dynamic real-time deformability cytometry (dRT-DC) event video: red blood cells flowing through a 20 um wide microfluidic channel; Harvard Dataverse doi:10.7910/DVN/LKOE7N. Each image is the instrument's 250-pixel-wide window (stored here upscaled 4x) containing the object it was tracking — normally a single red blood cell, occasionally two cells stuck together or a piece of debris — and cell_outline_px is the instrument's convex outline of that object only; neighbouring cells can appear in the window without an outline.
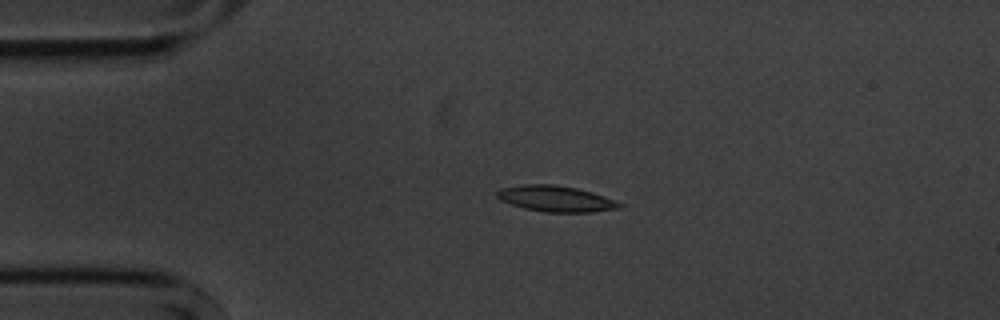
{"species": "common noctule bat (a hibernating species)", "species_latin": "Nyctalus noctula", "temperature_condition": "cold", "stored_images_in_passage": 5, "camera_frame_rate_fps": 3000, "um_per_image_px": 0.085, "animal": {"sex": "male", "body_mass_g": 20.1, "forearm_length_mm": 53.5}, "frame": {"image": 1, "passage_image": 4, "time_ms": 3.667, "image_size_px": [1000, 320], "cell_outline_px": [[624, 204], [620, 208], [592, 212], [544, 212], [524, 208], [500, 200], [496, 196], [496, 192], [500, 188], [524, 184], [556, 184], [576, 188], [592, 192], [616, 200]], "centroid_in_image_um": [47.25, 16.88], "position_along_channel_um": 37.7, "area_um2": 18.61}}